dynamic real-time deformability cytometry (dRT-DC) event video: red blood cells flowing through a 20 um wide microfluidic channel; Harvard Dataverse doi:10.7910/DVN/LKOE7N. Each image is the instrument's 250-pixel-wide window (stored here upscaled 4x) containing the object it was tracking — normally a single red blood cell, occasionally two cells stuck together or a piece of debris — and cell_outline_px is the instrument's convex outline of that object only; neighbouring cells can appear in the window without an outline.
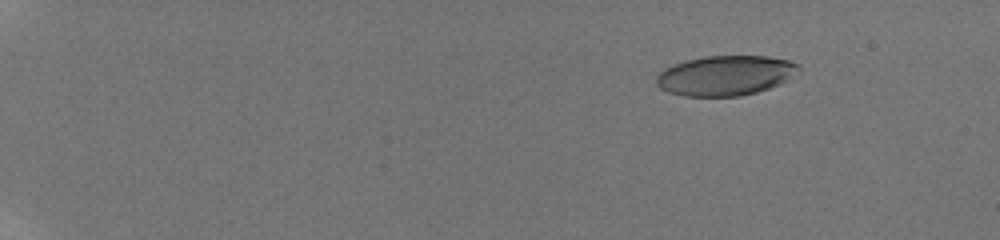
{"species": "human", "species_latin": "Homo sapiens", "temperature_condition": "room temperature", "stored_images_in_passage": 25, "camera_frame_rate_fps": 3000, "um_per_image_px": 0.085, "donor": {"sex": "male"}, "frame": {"image": 1, "passage_image": 5, "time_ms": 2.667, "image_size_px": [1000, 240], "cell_outline_px": [[800, 68], [780, 84], [756, 92], [740, 96], [684, 96], [668, 92], [660, 88], [656, 84], [656, 76], [664, 68], [684, 60], [704, 56], [768, 56], [788, 60], [796, 64]], "centroid_in_image_um": [61.59, 6.41], "position_along_channel_um": 23.4, "area_um2": 32.95}}
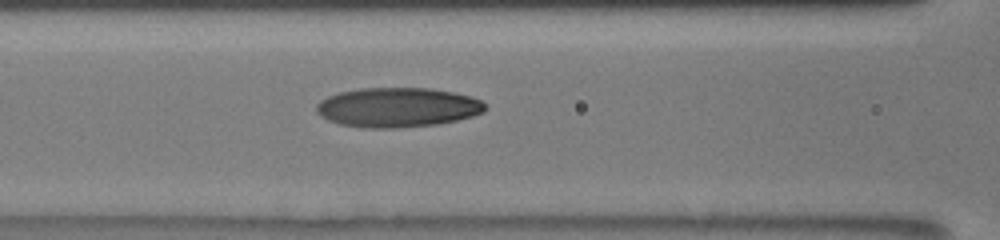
{"frame": {"image": 2, "passage_image": 18, "time_ms": 9.667, "image_size_px": [1000, 240], "cell_outline_px": [[488, 108], [484, 112], [472, 116], [456, 120], [436, 124], [400, 128], [368, 128], [340, 124], [328, 120], [320, 116], [316, 112], [316, 104], [320, 100], [328, 96], [340, 92], [360, 88], [428, 88], [452, 92], [472, 96], [480, 100]], "centroid_in_image_um": [33.78, 9.13], "position_along_channel_um": 132.8, "area_um2": 39.02}}
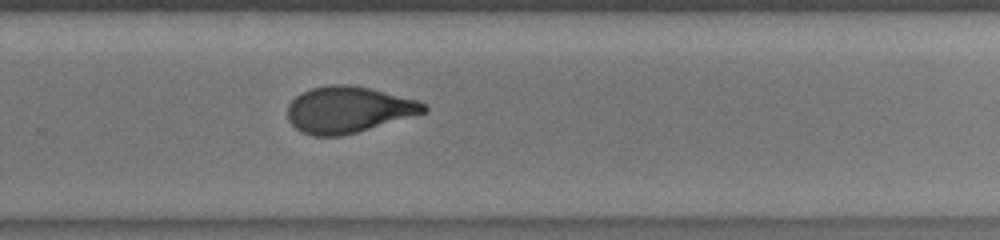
{"frame": {"image": 3, "passage_image": 25, "time_ms": 14.0, "image_size_px": [1000, 240], "cell_outline_px": [[428, 112], [356, 132], [340, 136], [312, 136], [300, 132], [288, 120], [288, 104], [296, 96], [312, 88], [332, 84], [348, 84], [368, 88], [416, 100], [424, 104], [428, 108]], "centroid_in_image_um": [29.59, 9.33], "position_along_channel_um": 300.2, "area_um2": 36.47}}